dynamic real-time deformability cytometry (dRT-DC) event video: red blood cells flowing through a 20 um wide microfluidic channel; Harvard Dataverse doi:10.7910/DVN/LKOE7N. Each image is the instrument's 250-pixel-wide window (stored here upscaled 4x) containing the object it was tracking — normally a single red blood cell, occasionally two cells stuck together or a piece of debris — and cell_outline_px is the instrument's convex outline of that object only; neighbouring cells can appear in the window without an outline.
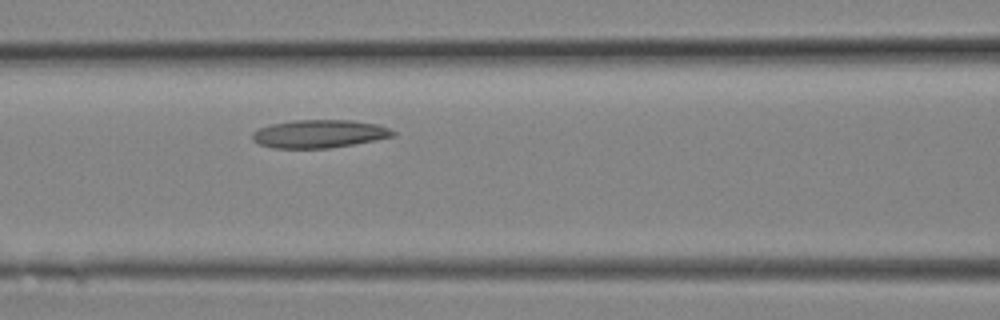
{"species": "Egyptian fruit bat (a non-hibernating species)", "species_latin": "Rousettus aegyptiacus", "temperature_condition": "room temperature", "stored_images_in_passage": 4, "camera_frame_rate_fps": 3000, "um_per_image_px": 0.085, "animal": {"sex": "female"}, "frame": {"image": 1, "passage_image": 4, "time_ms": 1.0, "image_size_px": [1000, 320], "cell_outline_px": [[396, 136], [376, 140], [328, 148], [272, 148], [260, 144], [252, 140], [252, 132], [260, 128], [272, 124], [292, 120], [352, 120], [376, 124], [388, 128], [396, 132]], "centroid_in_image_um": [27.14, 11.37], "position_along_channel_um": 139.5, "area_um2": 22.95}}